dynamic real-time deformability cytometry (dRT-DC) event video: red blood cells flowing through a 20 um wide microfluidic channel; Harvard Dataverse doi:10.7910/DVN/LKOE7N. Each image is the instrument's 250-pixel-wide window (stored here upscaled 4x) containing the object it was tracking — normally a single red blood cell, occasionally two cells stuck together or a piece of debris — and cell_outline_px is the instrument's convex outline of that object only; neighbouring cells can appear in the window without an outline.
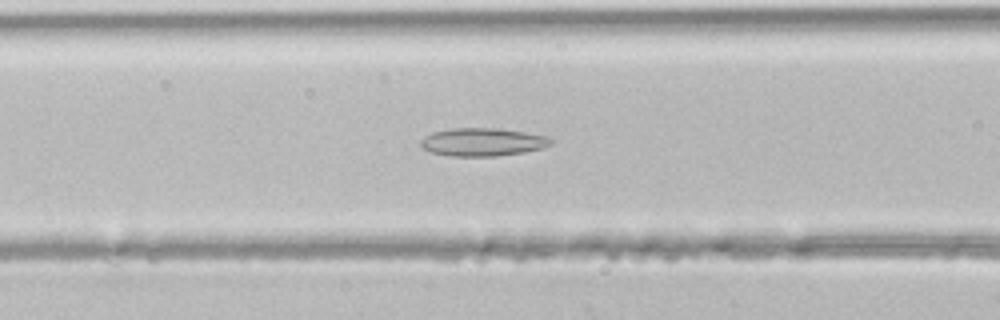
{"species": "common noctule bat (a hibernating species)", "species_latin": "Nyctalus noctula", "temperature_condition": "room temperature", "stored_images_in_passage": 26, "camera_frame_rate_fps": 3000, "um_per_image_px": 0.085, "animal": {"sex": "male", "body_mass_g": 21.5, "forearm_length_mm": 52.0}, "frame": {"image": 1, "passage_image": 4, "time_ms": 1.0, "image_size_px": [1000, 320], "cell_outline_px": [[552, 144], [540, 148], [524, 152], [496, 156], [452, 156], [432, 152], [424, 148], [420, 144], [420, 140], [424, 136], [432, 132], [452, 128], [496, 128], [524, 132], [544, 136], [552, 140]], "centroid_in_image_um": [40.98, 12.07], "position_along_channel_um": 125.6, "area_um2": 21.04}}
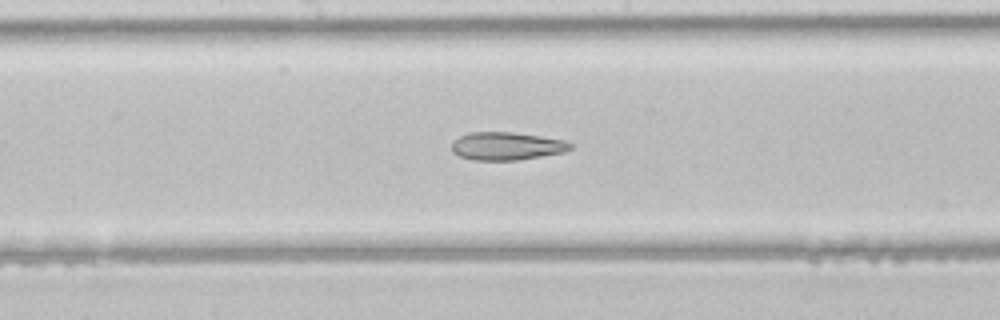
{"frame": {"image": 2, "passage_image": 9, "time_ms": 2.667, "image_size_px": [1000, 320], "cell_outline_px": [[572, 148], [564, 152], [516, 160], [472, 160], [460, 156], [452, 152], [452, 140], [468, 132], [512, 132], [540, 136], [564, 140], [572, 144]], "centroid_in_image_um": [43.03, 12.41], "position_along_channel_um": 205.2, "area_um2": 19.31}}
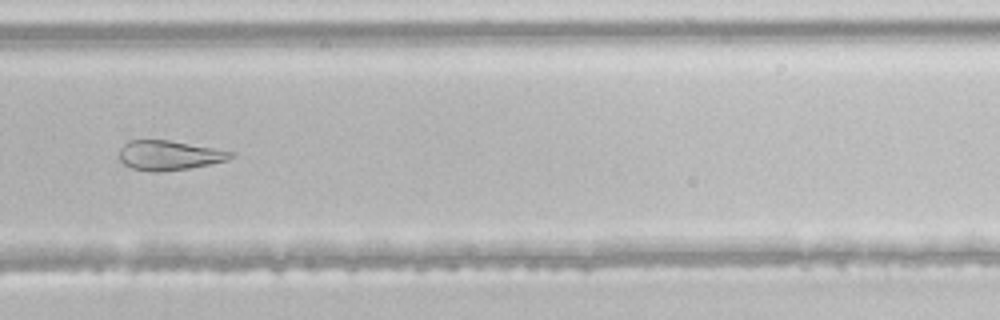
{"frame": {"image": 3, "passage_image": 16, "time_ms": 5.0, "image_size_px": [1000, 320], "cell_outline_px": [[236, 156], [228, 160], [192, 168], [156, 172], [152, 172], [132, 168], [124, 164], [120, 160], [120, 148], [128, 140], [168, 140], [216, 148], [236, 152]], "centroid_in_image_um": [14.43, 13.2], "position_along_channel_um": 315.4, "area_um2": 19.42}}